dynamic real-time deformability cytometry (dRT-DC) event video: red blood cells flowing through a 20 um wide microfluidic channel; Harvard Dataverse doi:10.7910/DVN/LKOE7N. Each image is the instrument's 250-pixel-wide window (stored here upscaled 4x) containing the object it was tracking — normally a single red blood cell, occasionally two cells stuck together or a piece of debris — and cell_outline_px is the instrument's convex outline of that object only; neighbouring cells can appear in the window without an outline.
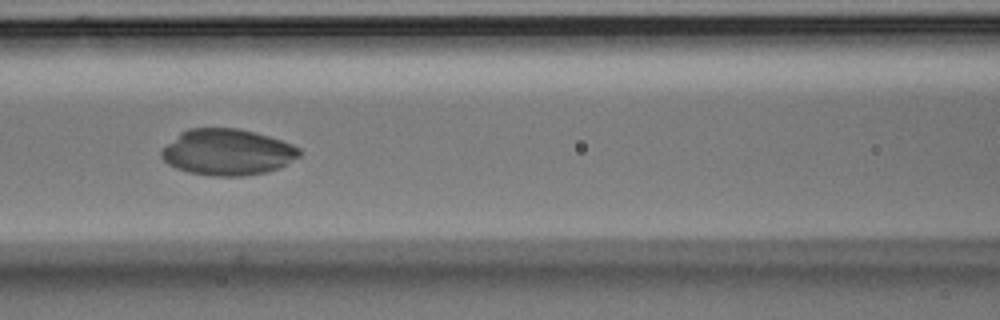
{"species": "Egyptian fruit bat (a non-hibernating species)", "species_latin": "Rousettus aegyptiacus", "temperature_condition": "room temperature", "stored_images_in_passage": 49, "camera_frame_rate_fps": 3000, "um_per_image_px": 0.085, "animal": {"sex": "male"}, "frame": {"image": 1, "passage_image": 23, "time_ms": 7.333, "image_size_px": [1000, 320], "cell_outline_px": [[300, 156], [280, 168], [268, 172], [244, 176], [212, 176], [188, 172], [176, 168], [168, 164], [160, 156], [160, 152], [180, 132], [188, 128], [236, 128], [268, 136], [292, 144], [300, 148]], "centroid_in_image_um": [19.33, 12.94], "position_along_channel_um": 147.3, "area_um2": 37.11}}
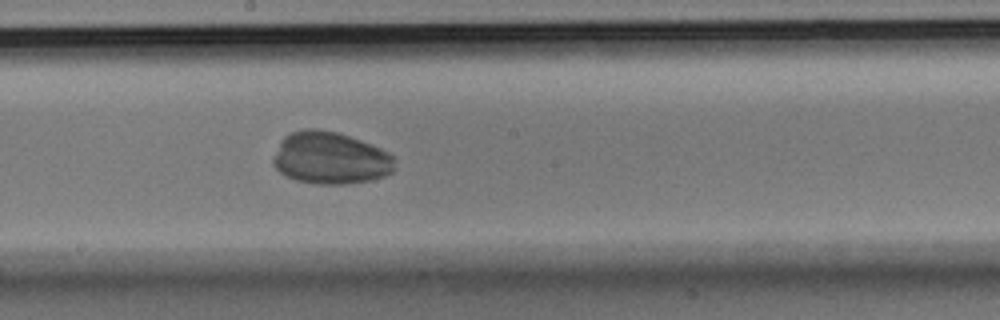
{"frame": {"image": 2, "passage_image": 29, "time_ms": 9.333, "image_size_px": [1000, 320], "cell_outline_px": [[396, 168], [392, 172], [384, 176], [368, 180], [344, 184], [316, 184], [296, 180], [280, 172], [272, 164], [272, 160], [280, 140], [284, 136], [292, 132], [304, 128], [316, 128], [336, 132], [372, 144], [388, 152], [396, 160]], "centroid_in_image_um": [28.08, 13.43], "position_along_channel_um": 220.1, "area_um2": 37.11}}
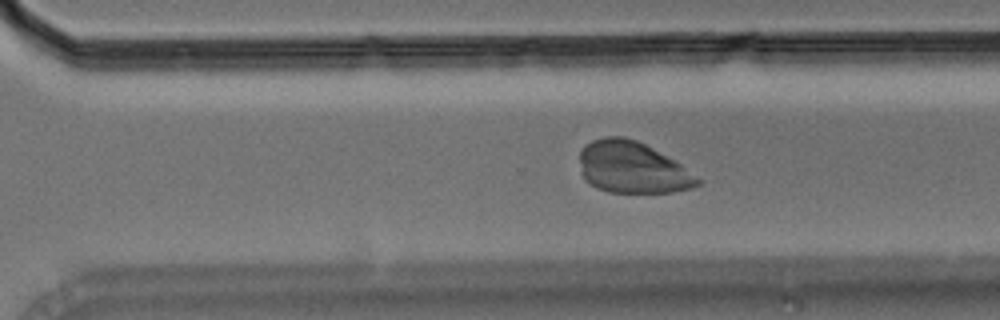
{"frame": {"image": 3, "passage_image": 37, "time_ms": 12.0, "image_size_px": [1000, 320], "cell_outline_px": [[704, 184], [692, 188], [672, 192], [608, 192], [596, 188], [588, 184], [584, 180], [580, 160], [580, 152], [584, 144], [592, 140], [608, 136], [624, 136], [636, 140], [676, 160], [704, 180]], "centroid_in_image_um": [53.8, 14.24], "position_along_channel_um": 316.8, "area_um2": 35.89}}